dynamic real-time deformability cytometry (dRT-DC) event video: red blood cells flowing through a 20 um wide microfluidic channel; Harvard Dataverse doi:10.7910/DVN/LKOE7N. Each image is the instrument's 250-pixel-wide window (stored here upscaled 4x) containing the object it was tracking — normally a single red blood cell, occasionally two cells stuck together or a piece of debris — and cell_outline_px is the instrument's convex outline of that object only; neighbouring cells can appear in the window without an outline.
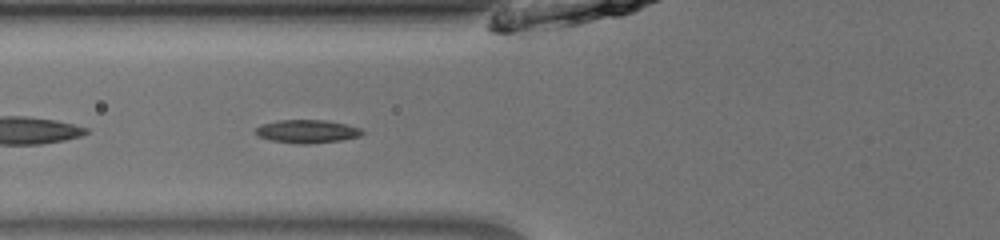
{"species": "common noctule bat (a hibernating species)", "species_latin": "Nyctalus noctula", "temperature_condition": "room temperature", "stored_images_in_passage": 34, "camera_frame_rate_fps": 3000, "um_per_image_px": 0.085, "animal": {"sex": "male", "body_mass_g": 13.0, "forearm_length_mm": 53.1}, "frame": {"image": 1, "passage_image": 4, "time_ms": 1.0, "image_size_px": [1000, 240], "cell_outline_px": [[364, 132], [360, 136], [340, 140], [308, 144], [300, 144], [272, 140], [260, 136], [256, 132], [256, 128], [260, 124], [280, 120], [328, 120], [360, 128]], "centroid_in_image_um": [26.11, 11.16], "position_along_channel_um": 99.7, "area_um2": 14.22}}
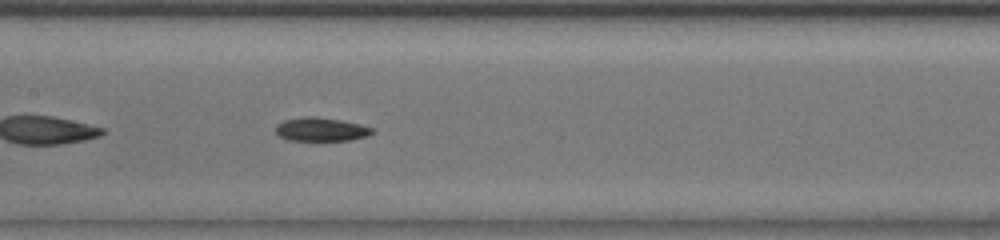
{"frame": {"image": 2, "passage_image": 10, "time_ms": 3.0, "image_size_px": [1000, 240], "cell_outline_px": [[376, 132], [368, 136], [352, 140], [288, 140], [280, 136], [276, 132], [276, 124], [284, 120], [304, 116], [312, 116], [340, 120], [360, 124], [372, 128]], "centroid_in_image_um": [27.31, 10.99], "position_along_channel_um": 180.1, "area_um2": 13.29}}
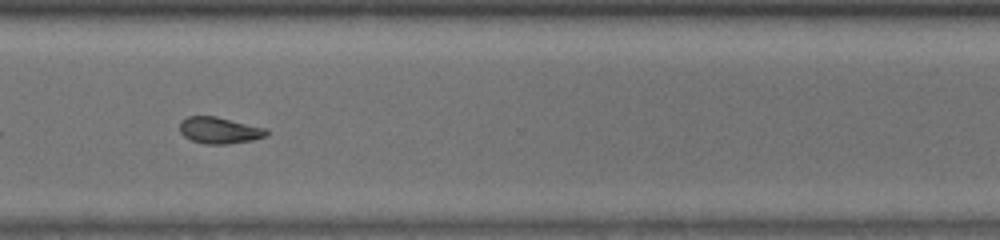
{"frame": {"image": 3, "passage_image": 23, "time_ms": 7.333, "image_size_px": [1000, 240], "cell_outline_px": [[268, 136], [252, 140], [224, 144], [204, 144], [192, 140], [184, 136], [180, 132], [180, 120], [188, 116], [216, 116], [268, 128]], "centroid_in_image_um": [18.67, 11.07], "position_along_channel_um": 351.9, "area_um2": 13.53}, "authors_computed_cell_mechanics": {"area_um2": 13.4385, "velocity_mm_per_s": 3.9767, "shape_relaxation_time_tau1_ms": null, "shape_relaxation_time_tau2_ms": 4.3763, "deformation_change_tau1": null, "deformation_change_tau2": 0.0844}}